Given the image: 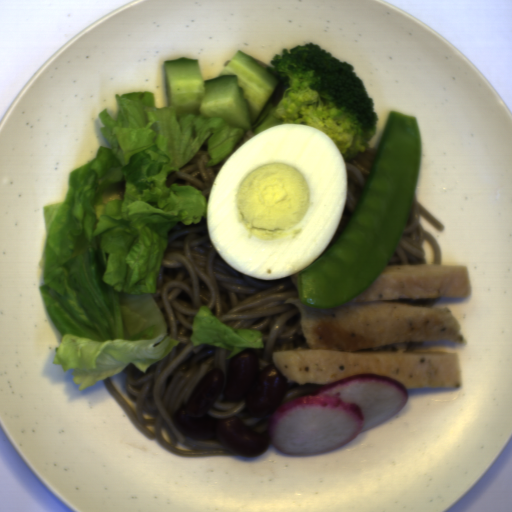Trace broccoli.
<instances>
[{
  "label": "broccoli",
  "instance_id": "broccoli-1",
  "mask_svg": "<svg viewBox=\"0 0 512 512\" xmlns=\"http://www.w3.org/2000/svg\"><path fill=\"white\" fill-rule=\"evenodd\" d=\"M279 79L252 130L307 125L332 138L344 163L366 151L379 116L352 64L314 42L284 48L265 68Z\"/></svg>",
  "mask_w": 512,
  "mask_h": 512
}]
</instances>
